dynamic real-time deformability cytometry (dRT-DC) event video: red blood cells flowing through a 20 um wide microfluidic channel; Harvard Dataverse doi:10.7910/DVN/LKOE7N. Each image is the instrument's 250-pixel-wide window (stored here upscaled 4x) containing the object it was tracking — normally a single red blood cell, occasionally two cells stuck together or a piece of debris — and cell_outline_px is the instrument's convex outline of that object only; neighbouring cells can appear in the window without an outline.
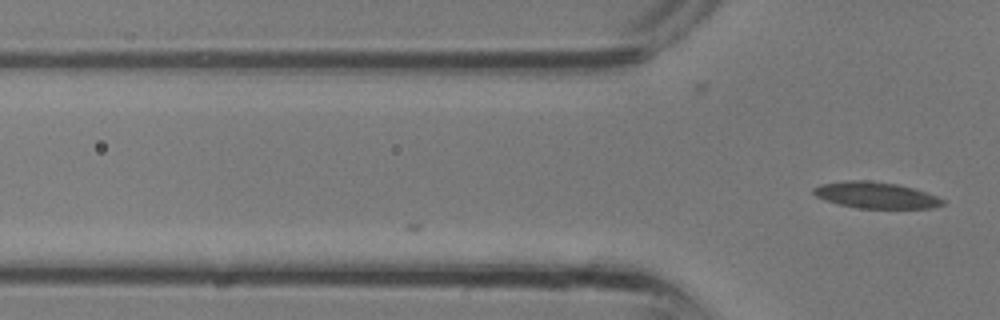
{"species": "common noctule bat (a hibernating species)", "species_latin": "Nyctalus noctula", "temperature_condition": "room temperature", "stored_images_in_passage": 6, "camera_frame_rate_fps": 3000, "um_per_image_px": 0.085, "animal": {"sex": "male", "body_mass_g": 13.3}, "frame": {"image": 1, "passage_image": 6, "time_ms": 1.667, "image_size_px": [1000, 320], "cell_outline_px": [[944, 204], [932, 208], [856, 208], [824, 200], [816, 196], [812, 192], [812, 188], [820, 184], [844, 180], [864, 180], [896, 184], [912, 188], [936, 196], [944, 200]], "centroid_in_image_um": [74.38, 16.59], "position_along_channel_um": 51.4, "area_um2": 19.65}}